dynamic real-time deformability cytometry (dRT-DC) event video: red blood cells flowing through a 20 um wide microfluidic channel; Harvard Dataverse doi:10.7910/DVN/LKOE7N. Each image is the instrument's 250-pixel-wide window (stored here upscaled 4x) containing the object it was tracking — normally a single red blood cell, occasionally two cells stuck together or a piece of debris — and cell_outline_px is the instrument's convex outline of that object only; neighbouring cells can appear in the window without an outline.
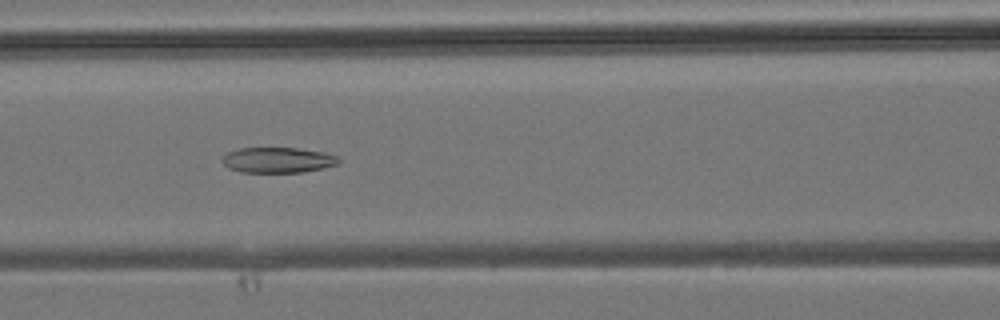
{"species": "common noctule bat (a hibernating species)", "species_latin": "Nyctalus noctula", "temperature_condition": "room temperature", "stored_images_in_passage": 43, "camera_frame_rate_fps": 3000, "um_per_image_px": 0.085, "animal": {"sex": "male", "body_mass_g": 19.2, "forearm_length_mm": 51.8}, "frame": {"image": 1, "passage_image": 18, "time_ms": 5.667, "image_size_px": [1000, 320], "cell_outline_px": [[340, 164], [324, 168], [300, 172], [240, 172], [228, 168], [220, 160], [228, 152], [240, 148], [296, 148], [324, 152], [340, 156]], "centroid_in_image_um": [23.65, 13.6], "position_along_channel_um": 143.0, "area_um2": 17.4}}
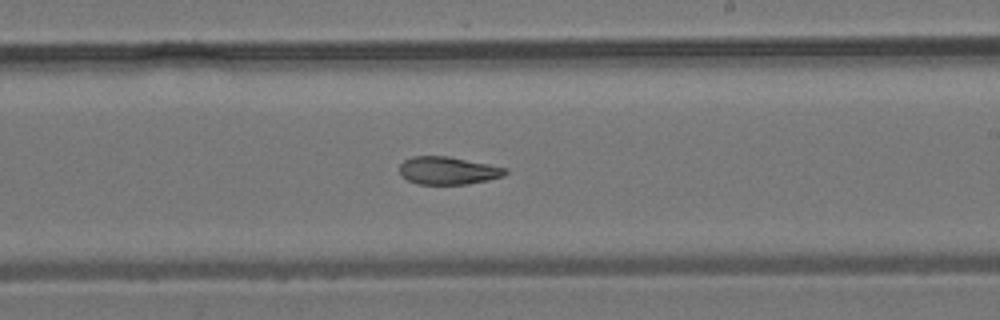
{"frame": {"image": 2, "passage_image": 25, "time_ms": 8.0, "image_size_px": [1000, 320], "cell_outline_px": [[508, 172], [504, 176], [488, 180], [468, 184], [416, 184], [400, 176], [400, 164], [404, 160], [412, 156], [448, 156], [508, 168]], "centroid_in_image_um": [38.08, 14.5], "position_along_channel_um": 250.9, "area_um2": 17.22}}
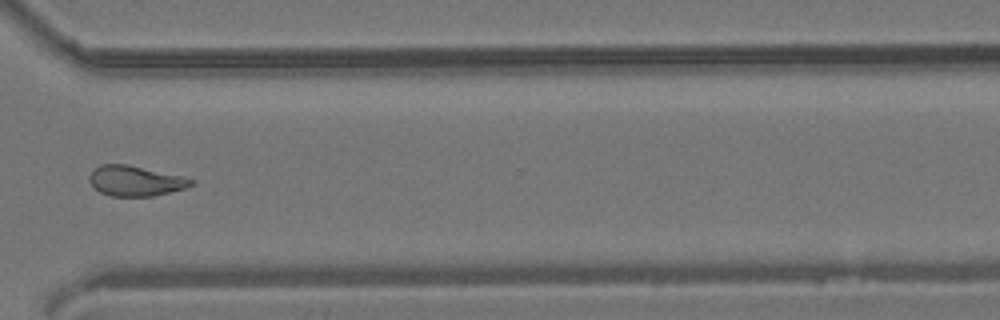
{"frame": {"image": 3, "passage_image": 32, "time_ms": 10.333, "image_size_px": [1000, 320], "cell_outline_px": [[192, 184], [184, 188], [152, 196], [112, 196], [100, 192], [88, 180], [88, 176], [100, 164], [124, 164], [184, 176], [192, 180]], "centroid_in_image_um": [11.47, 15.37], "position_along_channel_um": 359.1, "area_um2": 17.57}}